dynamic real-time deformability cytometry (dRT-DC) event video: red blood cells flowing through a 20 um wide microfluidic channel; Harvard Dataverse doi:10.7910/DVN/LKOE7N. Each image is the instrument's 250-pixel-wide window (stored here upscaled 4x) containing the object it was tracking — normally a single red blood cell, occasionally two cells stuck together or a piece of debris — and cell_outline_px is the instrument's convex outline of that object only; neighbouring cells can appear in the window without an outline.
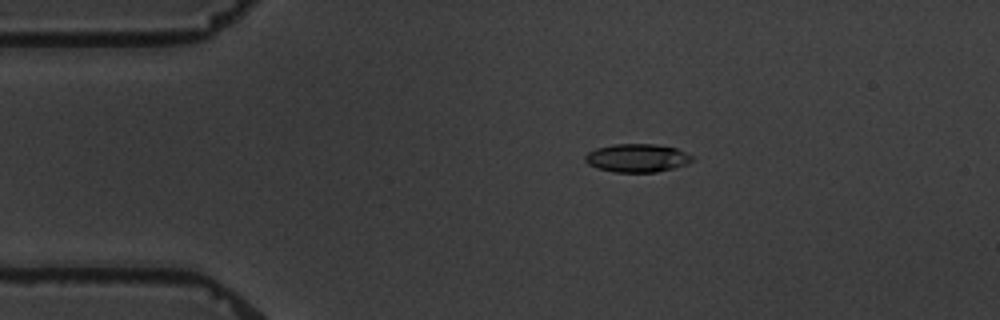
{"species": "common noctule bat (a hibernating species)", "species_latin": "Nyctalus noctula", "temperature_condition": "warm", "stored_images_in_passage": 9, "camera_frame_rate_fps": 3000, "um_per_image_px": 0.085, "animal": {"sex": "male", "body_mass_g": 19.5, "forearm_length_mm": 54.6}, "frame": {"image": 1, "passage_image": 3, "time_ms": 2.333, "image_size_px": [1000, 320], "cell_outline_px": [[696, 160], [688, 164], [656, 172], [612, 172], [596, 168], [588, 164], [584, 160], [584, 156], [588, 152], [596, 148], [616, 144], [656, 144], [676, 148], [692, 156]], "centroid_in_image_um": [54.15, 13.43], "position_along_channel_um": 30.9, "area_um2": 17.74}}
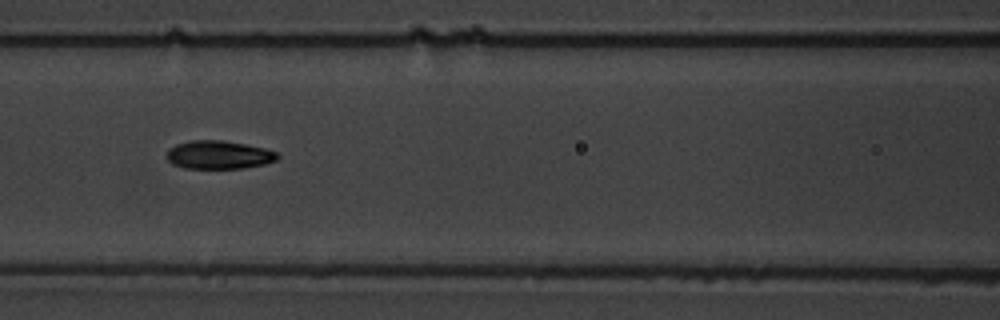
{"frame": {"image": 2, "passage_image": 7, "time_ms": 7.0, "image_size_px": [1000, 320], "cell_outline_px": [[280, 156], [276, 160], [264, 164], [244, 168], [184, 168], [172, 164], [168, 160], [168, 148], [176, 144], [192, 140], [220, 140], [244, 144], [264, 148], [276, 152]], "centroid_in_image_um": [18.59, 13.16], "position_along_channel_um": 148.0, "area_um2": 18.15}}
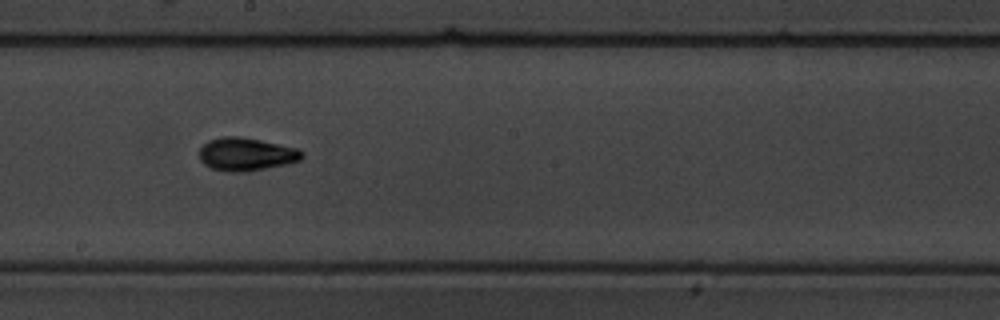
{"frame": {"image": 3, "passage_image": 9, "time_ms": 9.333, "image_size_px": [1000, 320], "cell_outline_px": [[304, 156], [300, 160], [288, 164], [244, 172], [228, 172], [212, 168], [204, 164], [200, 160], [200, 148], [208, 140], [224, 136], [240, 136], [260, 140], [296, 148], [304, 152]], "centroid_in_image_um": [20.93, 13.11], "position_along_channel_um": 227.3, "area_um2": 19.77}}